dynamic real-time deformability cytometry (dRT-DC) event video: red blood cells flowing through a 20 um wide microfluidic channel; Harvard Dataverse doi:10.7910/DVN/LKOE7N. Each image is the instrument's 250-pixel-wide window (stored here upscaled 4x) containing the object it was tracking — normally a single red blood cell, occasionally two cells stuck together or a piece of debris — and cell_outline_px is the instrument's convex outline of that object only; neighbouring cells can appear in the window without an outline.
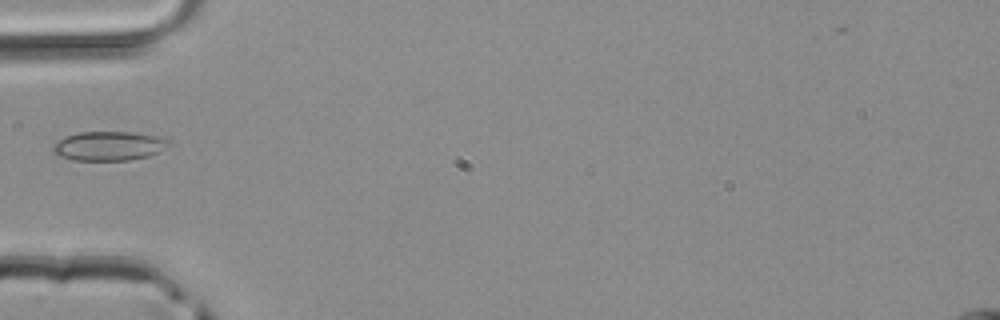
{"species": "common noctule bat (a hibernating species)", "species_latin": "Nyctalus noctula", "temperature_condition": "room temperature", "stored_images_in_passage": 33, "camera_frame_rate_fps": 3000, "um_per_image_px": 0.085, "animal": {"sex": "male", "body_mass_g": 20.4}, "frame": {"image": 1, "passage_image": 1, "time_ms": 0.0, "image_size_px": [1000, 320], "cell_outline_px": [[172, 140], [160, 152], [148, 156], [128, 160], [72, 160], [60, 156], [52, 152], [52, 144], [64, 136], [80, 132], [136, 132], [156, 136]], "centroid_in_image_um": [9.22, 12.4], "position_along_channel_um": 75.8, "area_um2": 19.83}}
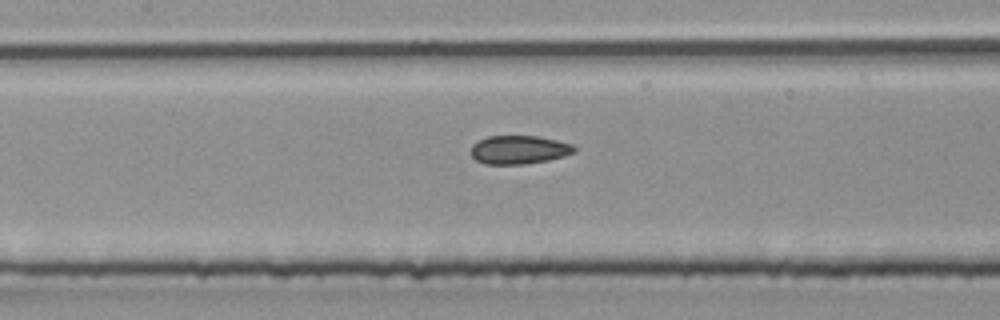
{"frame": {"image": 2, "passage_image": 7, "time_ms": 2.0, "image_size_px": [1000, 320], "cell_outline_px": [[576, 152], [564, 156], [548, 160], [524, 164], [484, 164], [476, 160], [472, 156], [472, 144], [488, 136], [536, 136], [556, 140], [572, 144], [576, 148]], "centroid_in_image_um": [44.13, 12.73], "position_along_channel_um": 163.3, "area_um2": 17.11}}
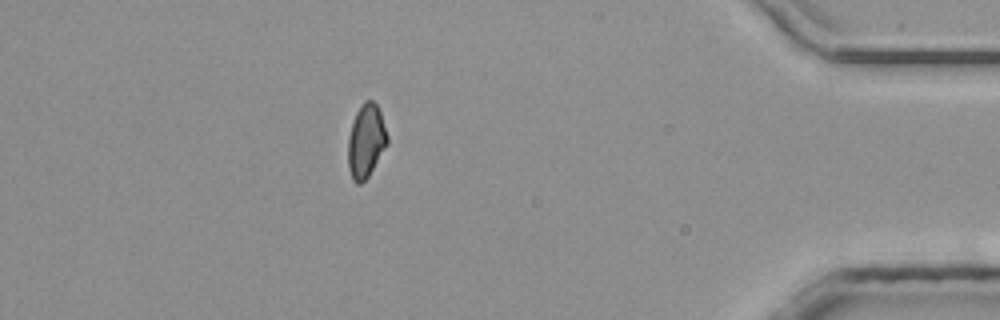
{"frame": {"image": 3, "passage_image": 27, "time_ms": 8.667, "image_size_px": [1000, 320], "cell_outline_px": [[388, 144], [368, 176], [360, 184], [356, 184], [352, 180], [348, 168], [348, 136], [352, 120], [360, 104], [364, 100], [372, 100], [376, 104], [380, 112], [388, 136]], "centroid_in_image_um": [31.09, 11.97], "position_along_channel_um": 404.1, "area_um2": 16.99}}